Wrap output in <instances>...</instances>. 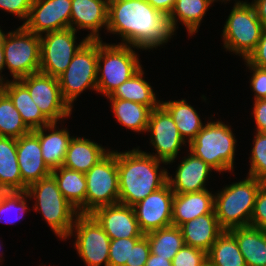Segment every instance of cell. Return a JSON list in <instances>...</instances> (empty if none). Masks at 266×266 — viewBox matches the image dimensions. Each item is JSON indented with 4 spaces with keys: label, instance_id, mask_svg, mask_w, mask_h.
Here are the masks:
<instances>
[{
    "label": "cell",
    "instance_id": "1",
    "mask_svg": "<svg viewBox=\"0 0 266 266\" xmlns=\"http://www.w3.org/2000/svg\"><path fill=\"white\" fill-rule=\"evenodd\" d=\"M105 28L122 37L120 44L142 50L156 49L174 35L168 15L146 0H109Z\"/></svg>",
    "mask_w": 266,
    "mask_h": 266
},
{
    "label": "cell",
    "instance_id": "2",
    "mask_svg": "<svg viewBox=\"0 0 266 266\" xmlns=\"http://www.w3.org/2000/svg\"><path fill=\"white\" fill-rule=\"evenodd\" d=\"M161 162L167 164L139 148L122 153L117 151L119 203L134 206L165 186L168 172L165 168L158 170Z\"/></svg>",
    "mask_w": 266,
    "mask_h": 266
},
{
    "label": "cell",
    "instance_id": "3",
    "mask_svg": "<svg viewBox=\"0 0 266 266\" xmlns=\"http://www.w3.org/2000/svg\"><path fill=\"white\" fill-rule=\"evenodd\" d=\"M263 182L249 176L214 195V211L224 231L250 226L257 193Z\"/></svg>",
    "mask_w": 266,
    "mask_h": 266
},
{
    "label": "cell",
    "instance_id": "4",
    "mask_svg": "<svg viewBox=\"0 0 266 266\" xmlns=\"http://www.w3.org/2000/svg\"><path fill=\"white\" fill-rule=\"evenodd\" d=\"M30 198L36 199L34 210L42 212L47 224L59 238H69L78 211L67 201L52 174L27 187ZM75 216V217H74Z\"/></svg>",
    "mask_w": 266,
    "mask_h": 266
},
{
    "label": "cell",
    "instance_id": "5",
    "mask_svg": "<svg viewBox=\"0 0 266 266\" xmlns=\"http://www.w3.org/2000/svg\"><path fill=\"white\" fill-rule=\"evenodd\" d=\"M230 126L220 120L207 122L188 144L189 152L218 172L234 168L236 139Z\"/></svg>",
    "mask_w": 266,
    "mask_h": 266
},
{
    "label": "cell",
    "instance_id": "6",
    "mask_svg": "<svg viewBox=\"0 0 266 266\" xmlns=\"http://www.w3.org/2000/svg\"><path fill=\"white\" fill-rule=\"evenodd\" d=\"M141 68L138 55L131 46L110 45L98 40L97 92L110 96Z\"/></svg>",
    "mask_w": 266,
    "mask_h": 266
},
{
    "label": "cell",
    "instance_id": "7",
    "mask_svg": "<svg viewBox=\"0 0 266 266\" xmlns=\"http://www.w3.org/2000/svg\"><path fill=\"white\" fill-rule=\"evenodd\" d=\"M225 23L222 31L224 48L247 59L257 47L264 28L254 6L236 2Z\"/></svg>",
    "mask_w": 266,
    "mask_h": 266
},
{
    "label": "cell",
    "instance_id": "8",
    "mask_svg": "<svg viewBox=\"0 0 266 266\" xmlns=\"http://www.w3.org/2000/svg\"><path fill=\"white\" fill-rule=\"evenodd\" d=\"M97 61L98 40H88L57 77L62 96L71 108L85 89L97 91Z\"/></svg>",
    "mask_w": 266,
    "mask_h": 266
},
{
    "label": "cell",
    "instance_id": "9",
    "mask_svg": "<svg viewBox=\"0 0 266 266\" xmlns=\"http://www.w3.org/2000/svg\"><path fill=\"white\" fill-rule=\"evenodd\" d=\"M5 67L14 80L40 70V36L27 30L23 25L9 32L3 46Z\"/></svg>",
    "mask_w": 266,
    "mask_h": 266
},
{
    "label": "cell",
    "instance_id": "10",
    "mask_svg": "<svg viewBox=\"0 0 266 266\" xmlns=\"http://www.w3.org/2000/svg\"><path fill=\"white\" fill-rule=\"evenodd\" d=\"M86 214L95 209L119 203L117 151H110L85 173Z\"/></svg>",
    "mask_w": 266,
    "mask_h": 266
},
{
    "label": "cell",
    "instance_id": "11",
    "mask_svg": "<svg viewBox=\"0 0 266 266\" xmlns=\"http://www.w3.org/2000/svg\"><path fill=\"white\" fill-rule=\"evenodd\" d=\"M76 33L72 28H67L46 33L44 37L40 36L39 72L58 77L67 69L73 56L89 40L85 37L77 44Z\"/></svg>",
    "mask_w": 266,
    "mask_h": 266
},
{
    "label": "cell",
    "instance_id": "12",
    "mask_svg": "<svg viewBox=\"0 0 266 266\" xmlns=\"http://www.w3.org/2000/svg\"><path fill=\"white\" fill-rule=\"evenodd\" d=\"M73 227L69 236L75 232L74 245L86 266H108L111 239L96 219L91 214H78Z\"/></svg>",
    "mask_w": 266,
    "mask_h": 266
},
{
    "label": "cell",
    "instance_id": "13",
    "mask_svg": "<svg viewBox=\"0 0 266 266\" xmlns=\"http://www.w3.org/2000/svg\"><path fill=\"white\" fill-rule=\"evenodd\" d=\"M19 80L27 87L33 101L50 122L58 123L71 115L72 108L62 96L57 77L38 72Z\"/></svg>",
    "mask_w": 266,
    "mask_h": 266
},
{
    "label": "cell",
    "instance_id": "14",
    "mask_svg": "<svg viewBox=\"0 0 266 266\" xmlns=\"http://www.w3.org/2000/svg\"><path fill=\"white\" fill-rule=\"evenodd\" d=\"M147 131L151 133L150 143L156 150L154 155L147 154L166 162L167 165L173 163L186 141L179 134L170 113L161 104L151 111Z\"/></svg>",
    "mask_w": 266,
    "mask_h": 266
},
{
    "label": "cell",
    "instance_id": "15",
    "mask_svg": "<svg viewBox=\"0 0 266 266\" xmlns=\"http://www.w3.org/2000/svg\"><path fill=\"white\" fill-rule=\"evenodd\" d=\"M174 192L167 183L133 206L138 225L145 235L172 225Z\"/></svg>",
    "mask_w": 266,
    "mask_h": 266
},
{
    "label": "cell",
    "instance_id": "16",
    "mask_svg": "<svg viewBox=\"0 0 266 266\" xmlns=\"http://www.w3.org/2000/svg\"><path fill=\"white\" fill-rule=\"evenodd\" d=\"M71 0H33L23 26L41 36L70 28Z\"/></svg>",
    "mask_w": 266,
    "mask_h": 266
},
{
    "label": "cell",
    "instance_id": "17",
    "mask_svg": "<svg viewBox=\"0 0 266 266\" xmlns=\"http://www.w3.org/2000/svg\"><path fill=\"white\" fill-rule=\"evenodd\" d=\"M91 215L101 225L110 239L142 238L133 206L122 203L95 209Z\"/></svg>",
    "mask_w": 266,
    "mask_h": 266
},
{
    "label": "cell",
    "instance_id": "18",
    "mask_svg": "<svg viewBox=\"0 0 266 266\" xmlns=\"http://www.w3.org/2000/svg\"><path fill=\"white\" fill-rule=\"evenodd\" d=\"M16 146L22 182L27 187L52 173L44 162L39 138L32 131L17 138Z\"/></svg>",
    "mask_w": 266,
    "mask_h": 266
},
{
    "label": "cell",
    "instance_id": "19",
    "mask_svg": "<svg viewBox=\"0 0 266 266\" xmlns=\"http://www.w3.org/2000/svg\"><path fill=\"white\" fill-rule=\"evenodd\" d=\"M108 3L109 0H71L70 28L76 32L88 29L89 40H101L99 31L107 27Z\"/></svg>",
    "mask_w": 266,
    "mask_h": 266
},
{
    "label": "cell",
    "instance_id": "20",
    "mask_svg": "<svg viewBox=\"0 0 266 266\" xmlns=\"http://www.w3.org/2000/svg\"><path fill=\"white\" fill-rule=\"evenodd\" d=\"M190 155L183 159L176 170L174 178L168 175V184L175 194L192 193L206 190L205 184L214 170L202 159ZM211 171V172H210Z\"/></svg>",
    "mask_w": 266,
    "mask_h": 266
},
{
    "label": "cell",
    "instance_id": "21",
    "mask_svg": "<svg viewBox=\"0 0 266 266\" xmlns=\"http://www.w3.org/2000/svg\"><path fill=\"white\" fill-rule=\"evenodd\" d=\"M214 210V194L207 189L199 192L175 194L172 202V225L180 227Z\"/></svg>",
    "mask_w": 266,
    "mask_h": 266
},
{
    "label": "cell",
    "instance_id": "22",
    "mask_svg": "<svg viewBox=\"0 0 266 266\" xmlns=\"http://www.w3.org/2000/svg\"><path fill=\"white\" fill-rule=\"evenodd\" d=\"M185 245L205 251L210 250L216 239L224 232L213 210L210 214L198 216L180 227Z\"/></svg>",
    "mask_w": 266,
    "mask_h": 266
},
{
    "label": "cell",
    "instance_id": "23",
    "mask_svg": "<svg viewBox=\"0 0 266 266\" xmlns=\"http://www.w3.org/2000/svg\"><path fill=\"white\" fill-rule=\"evenodd\" d=\"M0 89L11 99L23 122L31 130L42 128L51 122L33 101L29 90L20 80L8 81Z\"/></svg>",
    "mask_w": 266,
    "mask_h": 266
},
{
    "label": "cell",
    "instance_id": "24",
    "mask_svg": "<svg viewBox=\"0 0 266 266\" xmlns=\"http://www.w3.org/2000/svg\"><path fill=\"white\" fill-rule=\"evenodd\" d=\"M56 124V122H51L32 131L39 138L44 162L51 170L63 166L72 139L68 130L64 128L57 130ZM47 129L51 131L50 134L44 133Z\"/></svg>",
    "mask_w": 266,
    "mask_h": 266
},
{
    "label": "cell",
    "instance_id": "25",
    "mask_svg": "<svg viewBox=\"0 0 266 266\" xmlns=\"http://www.w3.org/2000/svg\"><path fill=\"white\" fill-rule=\"evenodd\" d=\"M109 152L97 142L73 136L63 166L85 174Z\"/></svg>",
    "mask_w": 266,
    "mask_h": 266
},
{
    "label": "cell",
    "instance_id": "26",
    "mask_svg": "<svg viewBox=\"0 0 266 266\" xmlns=\"http://www.w3.org/2000/svg\"><path fill=\"white\" fill-rule=\"evenodd\" d=\"M229 232L236 238L246 266H266V231L247 226Z\"/></svg>",
    "mask_w": 266,
    "mask_h": 266
},
{
    "label": "cell",
    "instance_id": "27",
    "mask_svg": "<svg viewBox=\"0 0 266 266\" xmlns=\"http://www.w3.org/2000/svg\"><path fill=\"white\" fill-rule=\"evenodd\" d=\"M17 160L16 139L0 137V191H25Z\"/></svg>",
    "mask_w": 266,
    "mask_h": 266
},
{
    "label": "cell",
    "instance_id": "28",
    "mask_svg": "<svg viewBox=\"0 0 266 266\" xmlns=\"http://www.w3.org/2000/svg\"><path fill=\"white\" fill-rule=\"evenodd\" d=\"M62 195L78 211L86 214L87 182L84 173L61 166L51 173Z\"/></svg>",
    "mask_w": 266,
    "mask_h": 266
},
{
    "label": "cell",
    "instance_id": "29",
    "mask_svg": "<svg viewBox=\"0 0 266 266\" xmlns=\"http://www.w3.org/2000/svg\"><path fill=\"white\" fill-rule=\"evenodd\" d=\"M161 105L170 113L176 123L179 134L184 141L188 139L187 142L189 144L204 126L198 112L185 99L161 101Z\"/></svg>",
    "mask_w": 266,
    "mask_h": 266
},
{
    "label": "cell",
    "instance_id": "30",
    "mask_svg": "<svg viewBox=\"0 0 266 266\" xmlns=\"http://www.w3.org/2000/svg\"><path fill=\"white\" fill-rule=\"evenodd\" d=\"M142 68L130 79L118 86L107 98H117L135 103L144 104L152 110L157 108L161 102L156 99L151 85L143 79Z\"/></svg>",
    "mask_w": 266,
    "mask_h": 266
},
{
    "label": "cell",
    "instance_id": "31",
    "mask_svg": "<svg viewBox=\"0 0 266 266\" xmlns=\"http://www.w3.org/2000/svg\"><path fill=\"white\" fill-rule=\"evenodd\" d=\"M116 120L135 132H146L152 109L144 104L109 98Z\"/></svg>",
    "mask_w": 266,
    "mask_h": 266
},
{
    "label": "cell",
    "instance_id": "32",
    "mask_svg": "<svg viewBox=\"0 0 266 266\" xmlns=\"http://www.w3.org/2000/svg\"><path fill=\"white\" fill-rule=\"evenodd\" d=\"M211 4L210 0H175L174 8L168 16L174 32L179 20L185 25L188 34L196 33Z\"/></svg>",
    "mask_w": 266,
    "mask_h": 266
},
{
    "label": "cell",
    "instance_id": "33",
    "mask_svg": "<svg viewBox=\"0 0 266 266\" xmlns=\"http://www.w3.org/2000/svg\"><path fill=\"white\" fill-rule=\"evenodd\" d=\"M209 266H246L236 238L224 231L207 252Z\"/></svg>",
    "mask_w": 266,
    "mask_h": 266
},
{
    "label": "cell",
    "instance_id": "34",
    "mask_svg": "<svg viewBox=\"0 0 266 266\" xmlns=\"http://www.w3.org/2000/svg\"><path fill=\"white\" fill-rule=\"evenodd\" d=\"M150 244V252L171 260L183 247L184 239L178 226H168L145 234Z\"/></svg>",
    "mask_w": 266,
    "mask_h": 266
},
{
    "label": "cell",
    "instance_id": "35",
    "mask_svg": "<svg viewBox=\"0 0 266 266\" xmlns=\"http://www.w3.org/2000/svg\"><path fill=\"white\" fill-rule=\"evenodd\" d=\"M30 132L11 99L0 89V137L17 139Z\"/></svg>",
    "mask_w": 266,
    "mask_h": 266
},
{
    "label": "cell",
    "instance_id": "36",
    "mask_svg": "<svg viewBox=\"0 0 266 266\" xmlns=\"http://www.w3.org/2000/svg\"><path fill=\"white\" fill-rule=\"evenodd\" d=\"M29 195L27 191H0V216H5L10 212L16 213L15 218L6 220L5 223L12 224L15 223L17 220L23 218L22 214L28 210L27 206V199ZM15 211V212H14ZM22 213V214H21ZM5 214V215H4ZM4 218V217H3ZM3 220L0 217V222Z\"/></svg>",
    "mask_w": 266,
    "mask_h": 266
},
{
    "label": "cell",
    "instance_id": "37",
    "mask_svg": "<svg viewBox=\"0 0 266 266\" xmlns=\"http://www.w3.org/2000/svg\"><path fill=\"white\" fill-rule=\"evenodd\" d=\"M255 134L248 174L266 183V133L257 132Z\"/></svg>",
    "mask_w": 266,
    "mask_h": 266
},
{
    "label": "cell",
    "instance_id": "38",
    "mask_svg": "<svg viewBox=\"0 0 266 266\" xmlns=\"http://www.w3.org/2000/svg\"><path fill=\"white\" fill-rule=\"evenodd\" d=\"M140 239H111L108 266H125V264H130L131 245H135Z\"/></svg>",
    "mask_w": 266,
    "mask_h": 266
},
{
    "label": "cell",
    "instance_id": "39",
    "mask_svg": "<svg viewBox=\"0 0 266 266\" xmlns=\"http://www.w3.org/2000/svg\"><path fill=\"white\" fill-rule=\"evenodd\" d=\"M171 262L172 266H205L207 264V253L184 244Z\"/></svg>",
    "mask_w": 266,
    "mask_h": 266
},
{
    "label": "cell",
    "instance_id": "40",
    "mask_svg": "<svg viewBox=\"0 0 266 266\" xmlns=\"http://www.w3.org/2000/svg\"><path fill=\"white\" fill-rule=\"evenodd\" d=\"M250 226L266 231V183L262 184L257 193Z\"/></svg>",
    "mask_w": 266,
    "mask_h": 266
},
{
    "label": "cell",
    "instance_id": "41",
    "mask_svg": "<svg viewBox=\"0 0 266 266\" xmlns=\"http://www.w3.org/2000/svg\"><path fill=\"white\" fill-rule=\"evenodd\" d=\"M246 65L253 72L251 77V88L254 91V100L257 99H266V68H260L254 65H251L246 59Z\"/></svg>",
    "mask_w": 266,
    "mask_h": 266
},
{
    "label": "cell",
    "instance_id": "42",
    "mask_svg": "<svg viewBox=\"0 0 266 266\" xmlns=\"http://www.w3.org/2000/svg\"><path fill=\"white\" fill-rule=\"evenodd\" d=\"M150 254V244L144 235L135 245H131L130 264L125 266H145Z\"/></svg>",
    "mask_w": 266,
    "mask_h": 266
},
{
    "label": "cell",
    "instance_id": "43",
    "mask_svg": "<svg viewBox=\"0 0 266 266\" xmlns=\"http://www.w3.org/2000/svg\"><path fill=\"white\" fill-rule=\"evenodd\" d=\"M32 2L33 0H0V8L27 20Z\"/></svg>",
    "mask_w": 266,
    "mask_h": 266
},
{
    "label": "cell",
    "instance_id": "44",
    "mask_svg": "<svg viewBox=\"0 0 266 266\" xmlns=\"http://www.w3.org/2000/svg\"><path fill=\"white\" fill-rule=\"evenodd\" d=\"M246 60L251 65L266 68V27L263 28L257 47Z\"/></svg>",
    "mask_w": 266,
    "mask_h": 266
},
{
    "label": "cell",
    "instance_id": "45",
    "mask_svg": "<svg viewBox=\"0 0 266 266\" xmlns=\"http://www.w3.org/2000/svg\"><path fill=\"white\" fill-rule=\"evenodd\" d=\"M254 101L253 116L256 122V132L266 133V99Z\"/></svg>",
    "mask_w": 266,
    "mask_h": 266
},
{
    "label": "cell",
    "instance_id": "46",
    "mask_svg": "<svg viewBox=\"0 0 266 266\" xmlns=\"http://www.w3.org/2000/svg\"><path fill=\"white\" fill-rule=\"evenodd\" d=\"M153 8L161 11L163 14L170 15L172 12L175 0H146Z\"/></svg>",
    "mask_w": 266,
    "mask_h": 266
},
{
    "label": "cell",
    "instance_id": "47",
    "mask_svg": "<svg viewBox=\"0 0 266 266\" xmlns=\"http://www.w3.org/2000/svg\"><path fill=\"white\" fill-rule=\"evenodd\" d=\"M251 4L254 6L257 17L261 21L263 27H266V0H254Z\"/></svg>",
    "mask_w": 266,
    "mask_h": 266
},
{
    "label": "cell",
    "instance_id": "48",
    "mask_svg": "<svg viewBox=\"0 0 266 266\" xmlns=\"http://www.w3.org/2000/svg\"><path fill=\"white\" fill-rule=\"evenodd\" d=\"M145 266H172V262L150 252Z\"/></svg>",
    "mask_w": 266,
    "mask_h": 266
},
{
    "label": "cell",
    "instance_id": "49",
    "mask_svg": "<svg viewBox=\"0 0 266 266\" xmlns=\"http://www.w3.org/2000/svg\"><path fill=\"white\" fill-rule=\"evenodd\" d=\"M5 67V60H4V51L0 49V76L2 75L1 72ZM4 81V82H3ZM6 81L4 80L3 76L0 77V86L5 84Z\"/></svg>",
    "mask_w": 266,
    "mask_h": 266
},
{
    "label": "cell",
    "instance_id": "50",
    "mask_svg": "<svg viewBox=\"0 0 266 266\" xmlns=\"http://www.w3.org/2000/svg\"><path fill=\"white\" fill-rule=\"evenodd\" d=\"M7 35L4 34L2 29L0 28V49H3L4 41L6 39Z\"/></svg>",
    "mask_w": 266,
    "mask_h": 266
},
{
    "label": "cell",
    "instance_id": "51",
    "mask_svg": "<svg viewBox=\"0 0 266 266\" xmlns=\"http://www.w3.org/2000/svg\"><path fill=\"white\" fill-rule=\"evenodd\" d=\"M212 3L214 2V1H217V0H210ZM219 1V0H218ZM221 1V0H220ZM222 1H224L225 2V0H222ZM226 1H230V0H226Z\"/></svg>",
    "mask_w": 266,
    "mask_h": 266
}]
</instances>
